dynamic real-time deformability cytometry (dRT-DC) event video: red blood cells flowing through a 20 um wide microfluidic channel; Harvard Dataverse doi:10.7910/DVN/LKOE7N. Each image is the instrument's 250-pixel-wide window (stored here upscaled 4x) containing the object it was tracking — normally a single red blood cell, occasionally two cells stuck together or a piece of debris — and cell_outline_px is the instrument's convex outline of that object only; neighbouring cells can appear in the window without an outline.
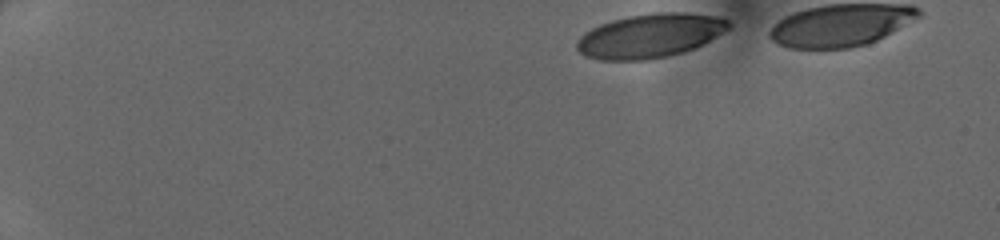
{"species": "human", "species_latin": "Homo sapiens", "temperature_condition": "cold", "stored_images_in_passage": 39, "camera_frame_rate_fps": 3000, "um_per_image_px": 0.085, "donor": {"sex": "female"}, "frame": {"image": 1, "passage_image": 1, "time_ms": 0.0, "image_size_px": [1000, 240], "cell_outline_px": [[732, 28], [684, 52], [668, 56], [648, 60], [600, 60], [584, 56], [576, 48], [576, 40], [584, 32], [600, 24], [612, 20], [628, 16], [652, 12], [684, 12], [720, 16], [728, 20], [732, 24]], "centroid_in_image_um": [55.24, 3.03], "position_along_channel_um": 29.8, "area_um2": 39.19}}
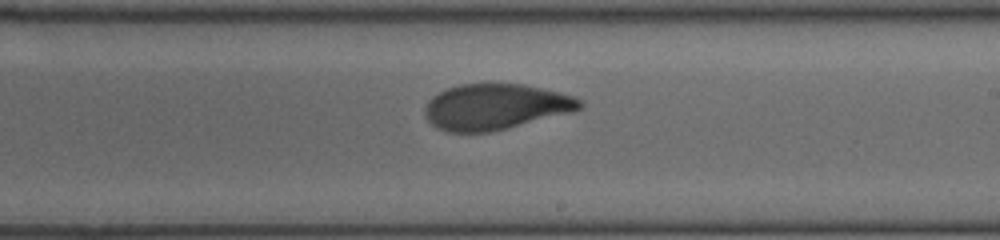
{"frame": {"image": 2, "passage_image": 24, "time_ms": 7.667, "image_size_px": [1000, 240], "cell_outline_px": [[584, 104], [580, 108], [572, 112], [488, 132], [448, 132], [436, 128], [428, 120], [424, 112], [424, 108], [428, 100], [432, 96], [448, 88], [460, 84], [524, 84], [576, 96]], "centroid_in_image_um": [42.09, 9.07], "position_along_channel_um": 246.9, "area_um2": 41.04}}
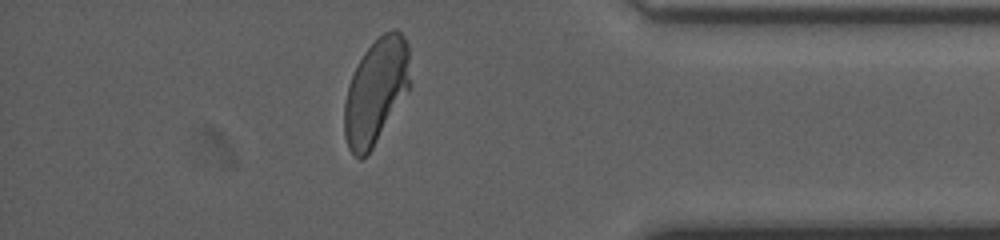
{"frame": {"image": 3, "passage_image": 36, "time_ms": 11.667, "image_size_px": [1000, 240], "cell_outline_px": [[408, 92], [372, 148], [360, 160], [348, 148], [344, 136], [344, 104], [348, 84], [364, 52], [384, 32], [392, 28], [396, 28], [404, 36], [408, 44]], "centroid_in_image_um": [31.94, 7.76], "position_along_channel_um": 403.3, "area_um2": 39.82}}